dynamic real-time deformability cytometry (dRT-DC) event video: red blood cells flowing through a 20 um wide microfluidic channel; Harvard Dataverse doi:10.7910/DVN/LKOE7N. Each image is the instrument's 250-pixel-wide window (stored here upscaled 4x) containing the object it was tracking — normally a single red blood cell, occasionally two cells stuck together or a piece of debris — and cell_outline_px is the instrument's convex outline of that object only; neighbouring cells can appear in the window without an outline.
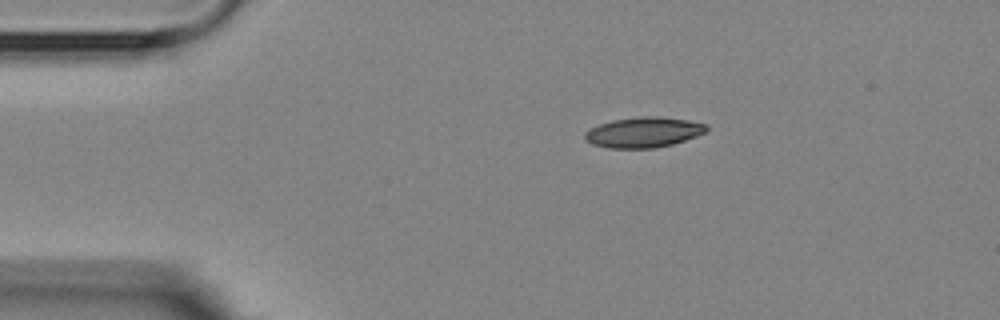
{"species": "Egyptian fruit bat (a non-hibernating species)", "species_latin": "Rousettus aegyptiacus", "temperature_condition": "room temperature", "stored_images_in_passage": 3, "camera_frame_rate_fps": 3000, "um_per_image_px": 0.085, "animal": {"sex": "female"}, "frame": {"image": 1, "passage_image": 3, "time_ms": 3.333, "image_size_px": [1000, 320], "cell_outline_px": [[708, 132], [672, 144], [656, 148], [608, 148], [592, 144], [584, 140], [584, 132], [600, 124], [612, 120], [640, 116], [660, 116], [688, 120], [708, 124]], "centroid_in_image_um": [54.72, 11.24], "position_along_channel_um": 30.3, "area_um2": 21.68}}